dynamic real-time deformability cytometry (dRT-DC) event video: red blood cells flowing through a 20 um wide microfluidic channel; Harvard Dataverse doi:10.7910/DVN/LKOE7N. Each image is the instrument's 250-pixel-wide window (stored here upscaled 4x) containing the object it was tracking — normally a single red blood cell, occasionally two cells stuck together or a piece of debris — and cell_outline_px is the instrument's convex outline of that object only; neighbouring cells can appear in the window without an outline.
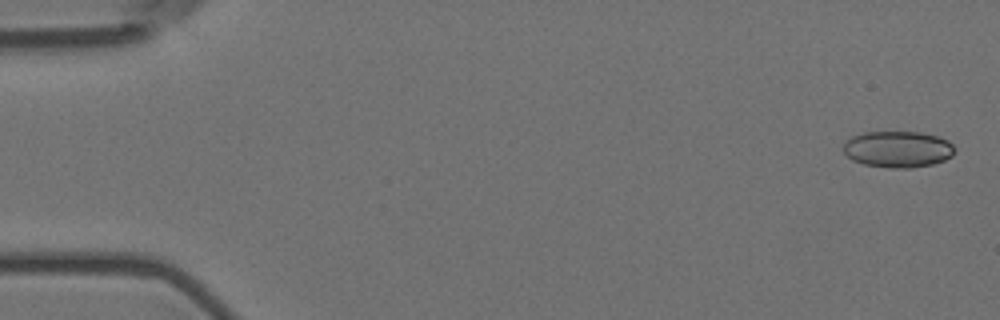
{"species": "Egyptian fruit bat (a non-hibernating species)", "species_latin": "Rousettus aegyptiacus", "temperature_condition": "room temperature", "stored_images_in_passage": 5, "camera_frame_rate_fps": 3000, "um_per_image_px": 0.085, "animal": {"sex": "female"}, "frame": {"image": 1, "passage_image": 1, "time_ms": 0.0, "image_size_px": [1000, 320], "cell_outline_px": [[956, 152], [952, 156], [944, 160], [932, 164], [912, 168], [888, 168], [864, 164], [852, 160], [844, 152], [844, 144], [852, 136], [864, 132], [920, 132], [936, 136], [948, 140], [956, 148]], "centroid_in_image_um": [76.35, 12.69], "position_along_channel_um": 8.7, "area_um2": 23.7}}
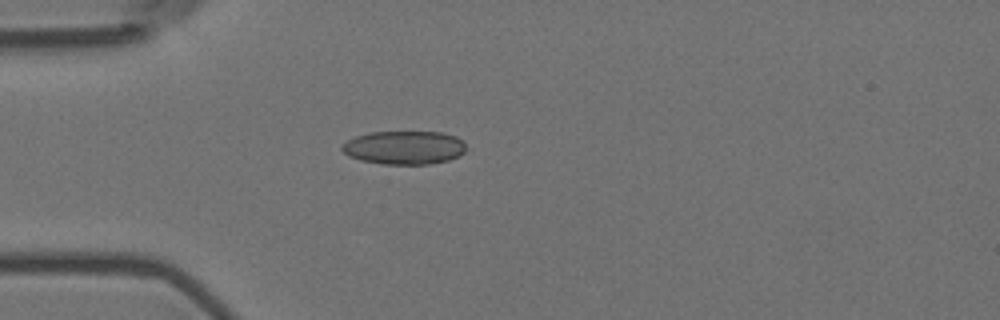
{"frame": {"image": 2, "passage_image": 5, "time_ms": 1.333, "image_size_px": [1000, 320], "cell_outline_px": [[464, 152], [460, 156], [448, 160], [428, 164], [384, 164], [360, 160], [348, 156], [340, 148], [348, 140], [356, 136], [368, 132], [440, 132], [456, 136], [464, 140]], "centroid_in_image_um": [34.36, 12.54], "position_along_channel_um": 50.6, "area_um2": 24.22}}